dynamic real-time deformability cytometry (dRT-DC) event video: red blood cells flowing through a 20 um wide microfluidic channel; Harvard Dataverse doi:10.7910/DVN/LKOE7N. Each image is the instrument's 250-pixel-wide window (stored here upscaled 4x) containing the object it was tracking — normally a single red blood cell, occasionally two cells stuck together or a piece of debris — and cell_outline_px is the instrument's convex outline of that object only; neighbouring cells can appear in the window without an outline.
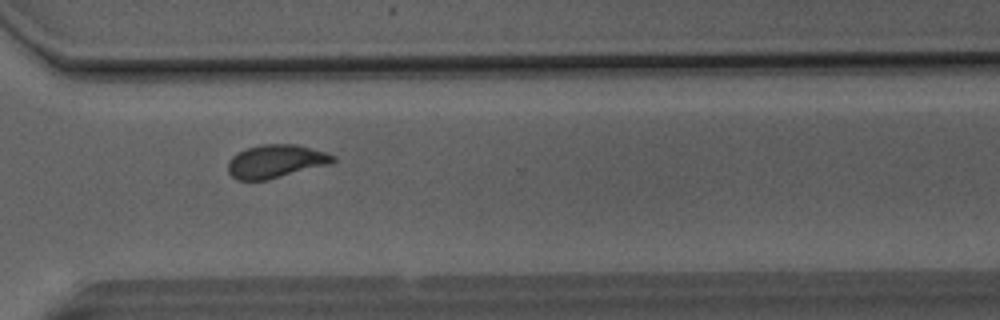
{"species": "Egyptian fruit bat (a non-hibernating species)", "species_latin": "Rousettus aegyptiacus", "temperature_condition": "room temperature", "stored_images_in_passage": 30, "camera_frame_rate_fps": 3000, "um_per_image_px": 0.085, "animal": {"sex": "male"}, "frame": {"image": 1, "passage_image": 26, "time_ms": 8.333, "image_size_px": [1000, 320], "cell_outline_px": [[336, 160], [332, 164], [268, 180], [236, 180], [228, 172], [228, 160], [232, 156], [248, 148], [260, 144], [296, 144], [328, 152], [336, 156]], "centroid_in_image_um": [23.49, 13.71], "position_along_channel_um": 347.1, "area_um2": 20.63}}